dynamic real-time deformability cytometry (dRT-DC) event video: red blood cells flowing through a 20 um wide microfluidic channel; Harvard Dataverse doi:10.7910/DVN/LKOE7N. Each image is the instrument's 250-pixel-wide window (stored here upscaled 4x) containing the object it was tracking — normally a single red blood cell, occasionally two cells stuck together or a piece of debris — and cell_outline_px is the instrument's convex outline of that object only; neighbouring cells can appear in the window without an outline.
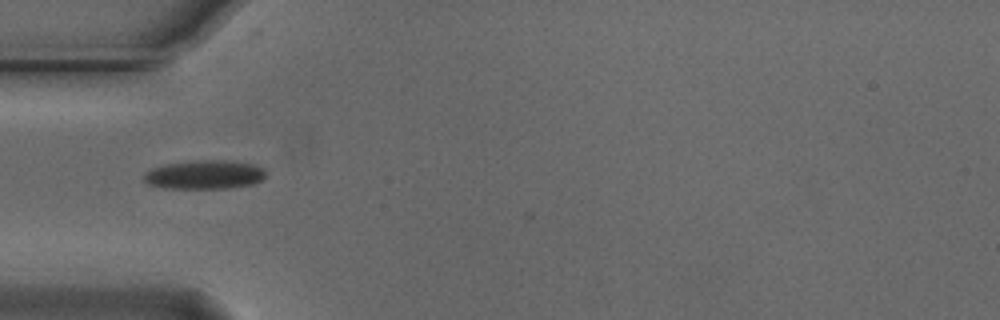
{"species": "Egyptian fruit bat (a non-hibernating species)", "species_latin": "Rousettus aegyptiacus", "temperature_condition": "cold", "stored_images_in_passage": 27, "camera_frame_rate_fps": 3000, "um_per_image_px": 0.085, "animal": {"sex": "male"}, "frame": {"image": 1, "passage_image": 1, "time_ms": 0.0, "image_size_px": [1000, 320], "cell_outline_px": [[264, 176], [260, 180], [252, 184], [228, 188], [164, 188], [148, 184], [144, 180], [144, 172], [152, 168], [164, 164], [196, 160], [228, 160], [252, 164], [264, 168]], "centroid_in_image_um": [17.34, 14.84], "position_along_channel_um": 67.7, "area_um2": 20.46}}
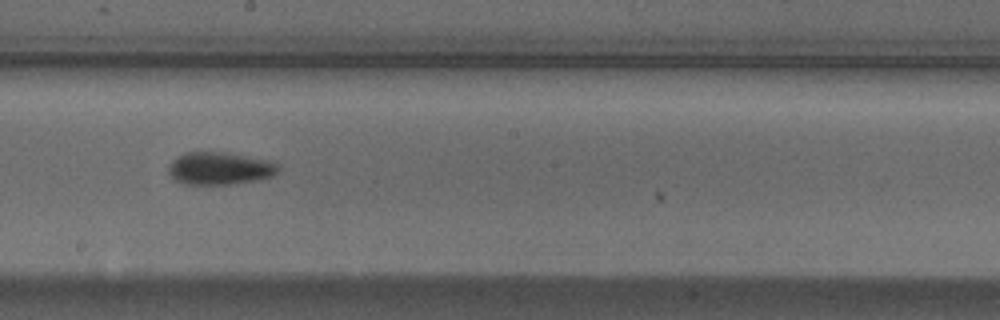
{"frame": {"image": 2, "passage_image": 14, "time_ms": 4.333, "image_size_px": [1000, 320], "cell_outline_px": [[280, 172], [272, 176], [260, 180], [228, 184], [180, 184], [168, 176], [168, 164], [176, 156], [184, 152], [224, 152], [276, 160], [280, 164]], "centroid_in_image_um": [18.71, 14.3], "position_along_channel_um": 229.5, "area_um2": 21.62}}
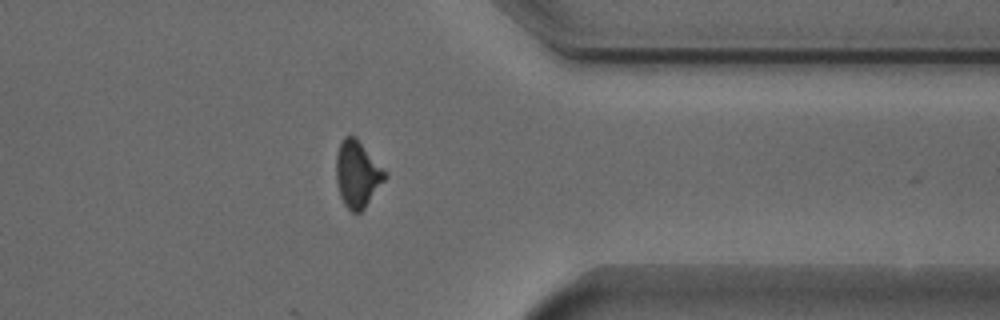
{"frame": {"image": 3, "passage_image": 27, "time_ms": 8.667, "image_size_px": [1000, 320], "cell_outline_px": [[388, 176], [364, 208], [360, 212], [352, 212], [344, 204], [340, 196], [336, 180], [336, 156], [340, 144], [344, 136], [356, 136], [388, 172]], "centroid_in_image_um": [30.4, 14.77], "position_along_channel_um": 381.0, "area_um2": 19.07}, "authors_computed_cell_mechanics": {"area_um2": 20.2878, "velocity_mm_per_s": 3.7437, "shape_relaxation_time_tau1_ms": 4.1303, "shape_relaxation_time_tau2_ms": 6.7849, "deformation_change_tau1": 0.1241, "deformation_change_tau2": 0.1224}}